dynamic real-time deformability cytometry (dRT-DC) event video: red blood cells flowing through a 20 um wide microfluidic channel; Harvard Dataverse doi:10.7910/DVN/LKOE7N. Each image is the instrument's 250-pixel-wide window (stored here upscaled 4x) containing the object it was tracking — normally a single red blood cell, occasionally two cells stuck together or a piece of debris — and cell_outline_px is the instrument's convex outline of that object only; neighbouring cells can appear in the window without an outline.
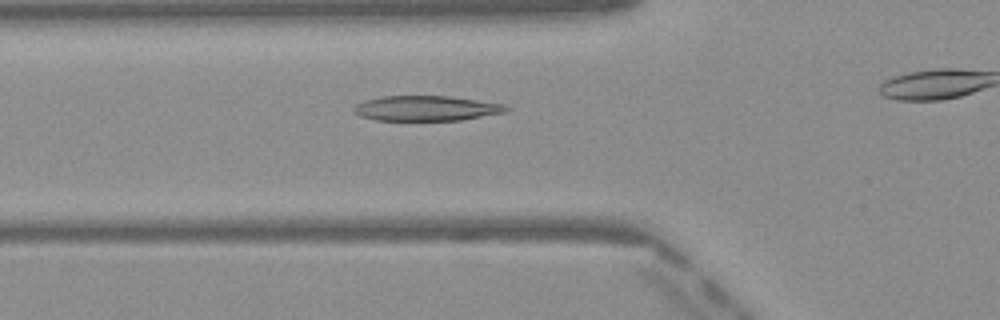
{"species": "Egyptian fruit bat (a non-hibernating species)", "species_latin": "Rousettus aegyptiacus", "temperature_condition": "warm", "stored_images_in_passage": 35, "camera_frame_rate_fps": 3000, "um_per_image_px": 0.085, "frame": {"image": 1, "passage_image": 12, "time_ms": 3.667, "image_size_px": [1000, 320], "cell_outline_px": [[508, 108], [504, 112], [460, 120], [376, 120], [360, 116], [352, 108], [356, 104], [364, 100], [380, 96], [448, 96], [508, 104]], "centroid_in_image_um": [36.21, 9.19], "position_along_channel_um": 89.6, "area_um2": 22.2}}
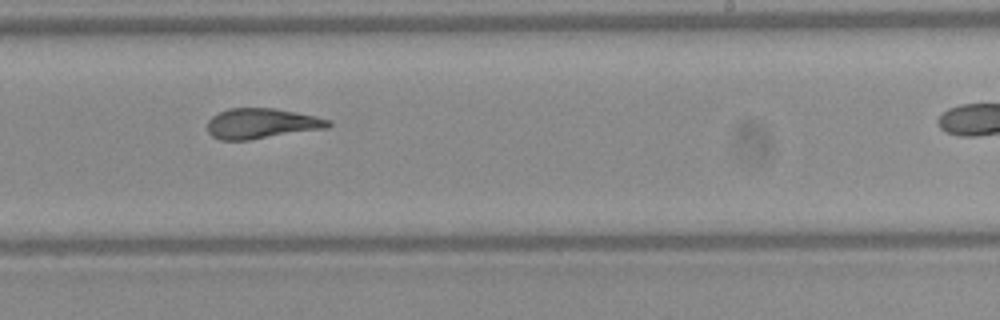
{"frame": {"image": 2, "passage_image": 25, "time_ms": 8.0, "image_size_px": [1000, 320], "cell_outline_px": [[332, 124], [328, 128], [248, 140], [220, 140], [212, 136], [208, 132], [208, 120], [212, 116], [228, 108], [276, 108], [296, 112], [328, 120]], "centroid_in_image_um": [22.2, 10.5], "position_along_channel_um": 266.8, "area_um2": 21.21}}
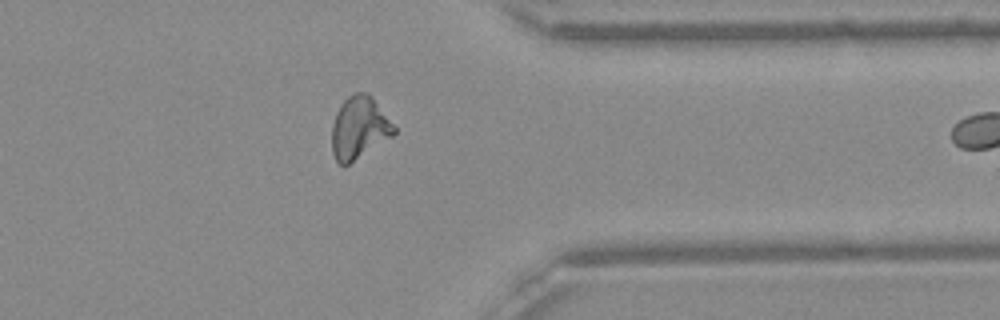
{"frame": {"image": 3, "passage_image": 34, "time_ms": 11.0, "image_size_px": [1000, 320], "cell_outline_px": [[396, 132], [392, 136], [344, 168], [336, 160], [332, 152], [332, 124], [336, 112], [340, 104], [348, 96], [356, 92], [368, 92], [372, 96], [396, 128]], "centroid_in_image_um": [30.51, 10.87], "position_along_channel_um": 380.9, "area_um2": 22.72}}